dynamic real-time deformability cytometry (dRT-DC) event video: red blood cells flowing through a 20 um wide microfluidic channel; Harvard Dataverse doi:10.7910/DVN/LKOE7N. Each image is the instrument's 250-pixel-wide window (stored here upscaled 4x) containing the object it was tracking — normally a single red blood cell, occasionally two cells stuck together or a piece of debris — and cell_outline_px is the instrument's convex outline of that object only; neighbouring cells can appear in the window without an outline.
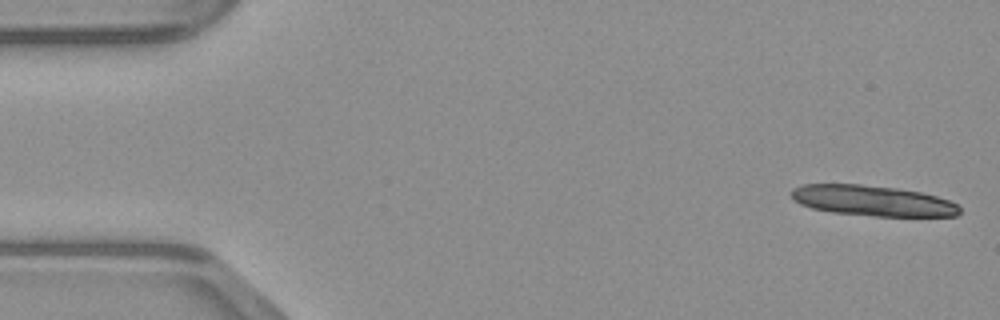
{"species": "common noctule bat (a hibernating species)", "species_latin": "Nyctalus noctula", "temperature_condition": "warm", "stored_images_in_passage": 11, "camera_frame_rate_fps": 3000, "um_per_image_px": 0.085, "animal": {"sex": "male", "body_mass_g": 23.1, "forearm_length_mm": 52.7}, "frame": {"image": 1, "passage_image": 1, "time_ms": 0.0, "image_size_px": [1000, 320], "cell_outline_px": [[960, 212], [956, 216], [876, 216], [836, 212], [812, 208], [800, 204], [792, 196], [792, 188], [804, 184], [860, 184], [896, 188], [920, 192], [936, 196], [948, 200], [956, 204], [960, 208]], "centroid_in_image_um": [74.18, 17.05], "position_along_channel_um": 10.8, "area_um2": 29.59}}